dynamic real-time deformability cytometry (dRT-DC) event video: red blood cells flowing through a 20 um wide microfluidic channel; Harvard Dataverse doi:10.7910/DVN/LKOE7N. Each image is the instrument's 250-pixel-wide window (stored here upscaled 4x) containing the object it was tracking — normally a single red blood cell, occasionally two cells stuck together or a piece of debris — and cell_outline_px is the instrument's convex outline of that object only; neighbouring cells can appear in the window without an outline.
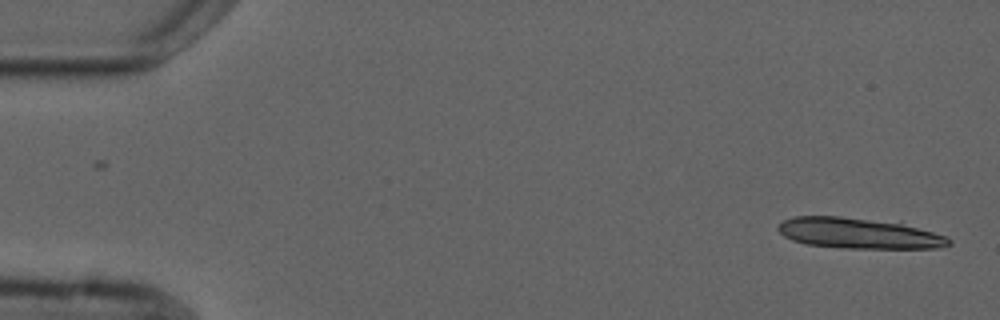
{"species": "common noctule bat (a hibernating species)", "species_latin": "Nyctalus noctula", "temperature_condition": "cold", "stored_images_in_passage": 3, "camera_frame_rate_fps": 3000, "um_per_image_px": 0.085, "animal": {"sex": "male", "forearm_length_mm": 52.5}, "frame": {"image": 1, "passage_image": 3, "time_ms": 2.333, "image_size_px": [1000, 320], "cell_outline_px": [[952, 244], [944, 248], [848, 248], [808, 244], [792, 240], [784, 236], [776, 228], [776, 224], [792, 216], [840, 216], [900, 224], [932, 232], [944, 236], [952, 240]], "centroid_in_image_um": [72.93, 19.84], "position_along_channel_um": 12.1, "area_um2": 30.0}}